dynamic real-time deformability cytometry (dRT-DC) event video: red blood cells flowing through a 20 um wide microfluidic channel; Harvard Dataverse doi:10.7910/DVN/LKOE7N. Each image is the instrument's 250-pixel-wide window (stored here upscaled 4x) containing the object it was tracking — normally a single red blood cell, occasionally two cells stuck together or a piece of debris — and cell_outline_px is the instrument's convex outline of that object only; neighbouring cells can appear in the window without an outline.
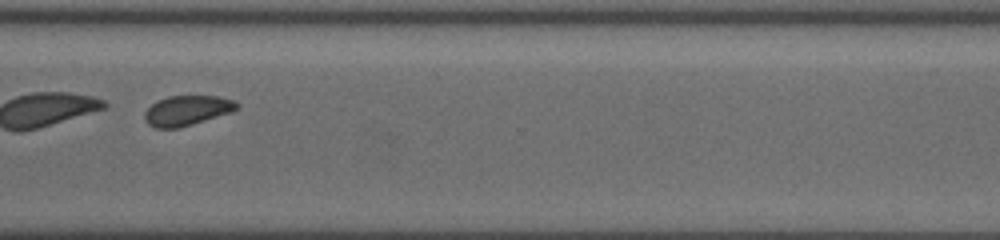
{"species": "common noctule bat (a hibernating species)", "species_latin": "Nyctalus noctula", "temperature_condition": "cold", "stored_images_in_passage": 42, "camera_frame_rate_fps": 3000, "um_per_image_px": 0.085, "animal": {"sex": "female", "body_mass_g": 19.5, "forearm_length_mm": 54.1}, "frame": {"image": 1, "passage_image": 30, "time_ms": 10.667, "image_size_px": [1000, 240], "cell_outline_px": [[240, 104], [232, 112], [180, 128], [156, 128], [148, 124], [144, 120], [144, 112], [156, 100], [168, 96], [216, 96], [236, 100]], "centroid_in_image_um": [15.89, 9.39], "position_along_channel_um": 354.7, "area_um2": 16.24}}